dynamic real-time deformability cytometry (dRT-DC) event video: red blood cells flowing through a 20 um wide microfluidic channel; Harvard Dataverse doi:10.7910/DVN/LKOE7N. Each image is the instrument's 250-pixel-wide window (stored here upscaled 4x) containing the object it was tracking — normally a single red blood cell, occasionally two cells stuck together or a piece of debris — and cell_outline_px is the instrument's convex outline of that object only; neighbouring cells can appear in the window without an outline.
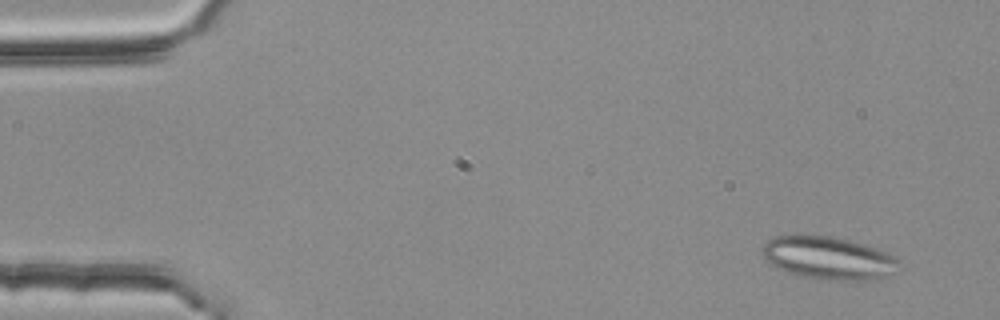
{"species": "common noctule bat (a hibernating species)", "species_latin": "Nyctalus noctula", "temperature_condition": "room temperature", "stored_images_in_passage": 3, "camera_frame_rate_fps": 3000, "um_per_image_px": 0.085, "animal": {"sex": "female", "body_mass_g": 25.1}, "frame": {"image": 1, "passage_image": 1, "time_ms": 0.0, "image_size_px": [1000, 320], "cell_outline_px": [[900, 264], [888, 276], [876, 280], [836, 280], [800, 276], [788, 272], [768, 264], [764, 260], [764, 244], [768, 240], [776, 236], [796, 232], [800, 232], [828, 236], [848, 240], [864, 244], [876, 248], [892, 256]], "centroid_in_image_um": [70.35, 21.9], "position_along_channel_um": 14.7, "area_um2": 34.33}}